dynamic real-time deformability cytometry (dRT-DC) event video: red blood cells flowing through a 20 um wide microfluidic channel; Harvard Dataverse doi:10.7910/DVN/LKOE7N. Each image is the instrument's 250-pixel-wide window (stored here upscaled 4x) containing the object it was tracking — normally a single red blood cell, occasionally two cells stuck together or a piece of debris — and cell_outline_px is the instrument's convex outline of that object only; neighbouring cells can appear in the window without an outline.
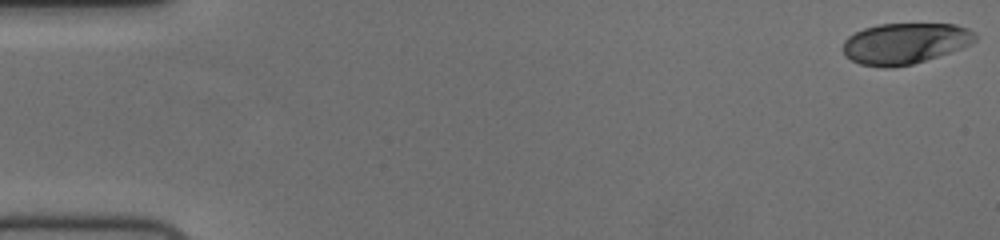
{"species": "human", "species_latin": "Homo sapiens", "temperature_condition": "cold", "stored_images_in_passage": 57, "camera_frame_rate_fps": 3000, "um_per_image_px": 0.085, "donor": {"sex": "female"}, "frame": {"image": 1, "passage_image": 1, "time_ms": 0.0, "image_size_px": [1000, 240], "cell_outline_px": [[976, 40], [972, 44], [912, 64], [892, 68], [884, 68], [860, 64], [844, 56], [844, 40], [848, 36], [864, 28], [876, 24], [956, 24], [968, 28], [976, 32]], "centroid_in_image_um": [76.91, 3.68], "position_along_channel_um": 8.1, "area_um2": 31.56}}
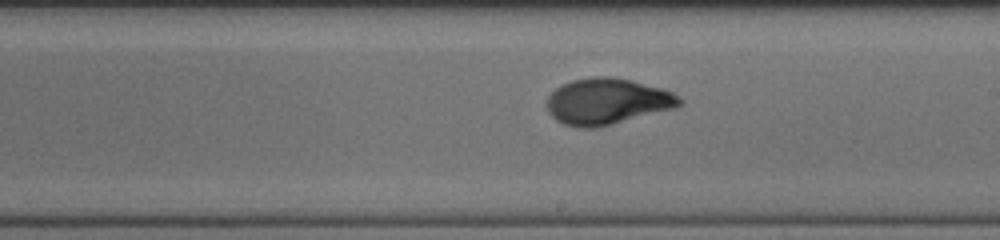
{"frame": {"image": 2, "passage_image": 33, "time_ms": 10.667, "image_size_px": [1000, 240], "cell_outline_px": [[684, 104], [676, 108], [596, 128], [580, 128], [564, 124], [556, 120], [548, 112], [548, 96], [560, 84], [572, 80], [592, 76], [612, 76], [632, 80], [664, 88], [672, 92], [684, 100]], "centroid_in_image_um": [51.65, 8.61], "position_along_channel_um": 237.4, "area_um2": 36.07}}
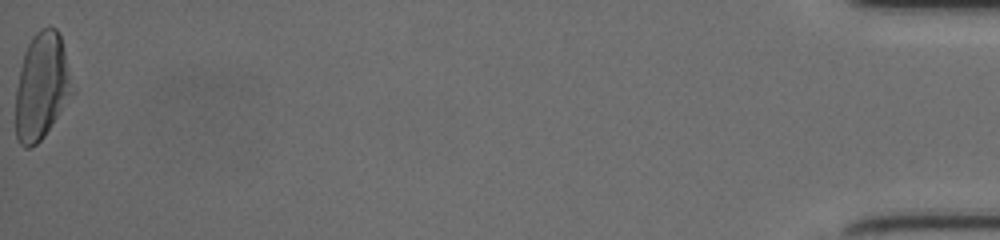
{"frame": {"image": 3, "passage_image": 57, "time_ms": 18.667, "image_size_px": [1000, 240], "cell_outline_px": [[76, 92], [44, 136], [36, 144], [28, 148], [24, 148], [16, 140], [16, 88], [20, 68], [24, 52], [32, 36], [40, 28], [48, 24], [56, 28], [60, 32]], "centroid_in_image_um": [3.58, 7.31], "position_along_channel_um": 431.6, "area_um2": 36.07}, "authors_computed_cell_mechanics": {"area_um2": 34.4488, "velocity_mm_per_s": 3.7176, "shape_relaxation_time_tau1_ms": 4.3413, "shape_relaxation_time_tau2_ms": 0.9925, "deformation_change_tau1": 0.1954, "deformation_change_tau2": 0.0523}}